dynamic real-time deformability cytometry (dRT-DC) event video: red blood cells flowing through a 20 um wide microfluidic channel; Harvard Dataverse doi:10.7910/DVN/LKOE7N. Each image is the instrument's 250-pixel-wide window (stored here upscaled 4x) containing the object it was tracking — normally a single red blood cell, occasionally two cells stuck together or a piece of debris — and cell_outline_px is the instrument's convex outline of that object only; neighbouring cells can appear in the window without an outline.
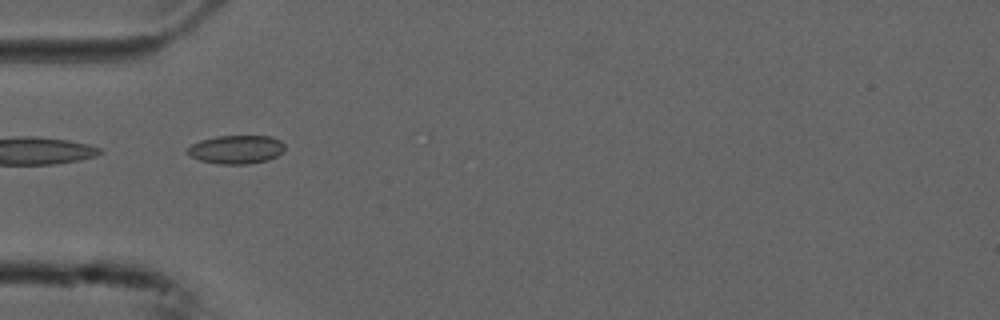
{"species": "common noctule bat (a hibernating species)", "species_latin": "Nyctalus noctula", "temperature_condition": "cold", "stored_images_in_passage": 38, "camera_frame_rate_fps": 3000, "um_per_image_px": 0.085, "animal": {"sex": "male", "forearm_length_mm": 52.5}, "frame": {"image": 1, "passage_image": 1, "time_ms": 0.0, "image_size_px": [1000, 320], "cell_outline_px": [[284, 152], [268, 160], [248, 164], [220, 164], [200, 160], [184, 152], [192, 144], [200, 140], [216, 136], [272, 136], [280, 140], [284, 144]], "centroid_in_image_um": [20.09, 12.7], "position_along_channel_um": 64.9, "area_um2": 16.24}}
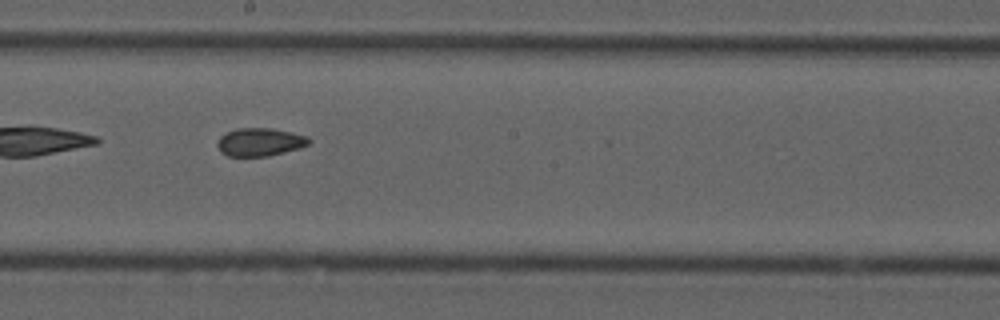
{"frame": {"image": 2, "passage_image": 14, "time_ms": 4.333, "image_size_px": [1000, 320], "cell_outline_px": [[312, 140], [308, 144], [300, 148], [268, 156], [228, 156], [220, 152], [216, 144], [220, 136], [236, 128], [272, 128], [292, 132], [308, 136]], "centroid_in_image_um": [22.1, 12.07], "position_along_channel_um": 226.1, "area_um2": 15.09}}
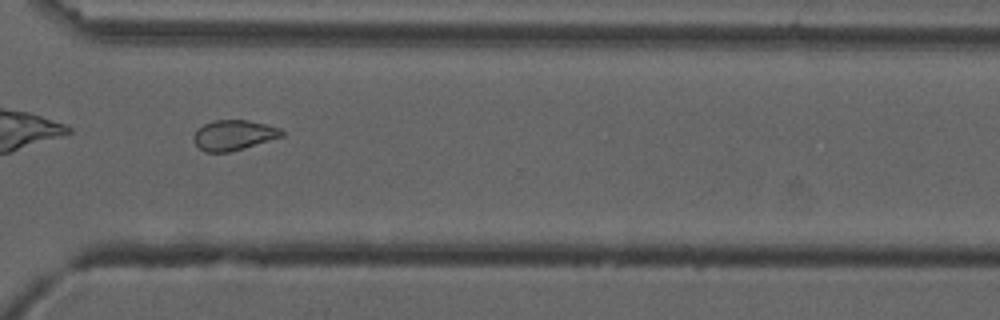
{"frame": {"image": 3, "passage_image": 24, "time_ms": 7.667, "image_size_px": [1000, 320], "cell_outline_px": [[284, 136], [244, 148], [228, 152], [204, 152], [192, 140], [192, 136], [204, 124], [216, 120], [248, 120], [280, 128], [284, 132]], "centroid_in_image_um": [19.87, 11.49], "position_along_channel_um": 350.7, "area_um2": 15.37}, "authors_computed_cell_mechanics": {"area_um2": 15.3748, "velocity_mm_per_s": 3.7371, "shape_relaxation_time_tau1_ms": null, "shape_relaxation_time_tau2_ms": 3.5043, "deformation_change_tau1": null, "deformation_change_tau2": 0.0942}}